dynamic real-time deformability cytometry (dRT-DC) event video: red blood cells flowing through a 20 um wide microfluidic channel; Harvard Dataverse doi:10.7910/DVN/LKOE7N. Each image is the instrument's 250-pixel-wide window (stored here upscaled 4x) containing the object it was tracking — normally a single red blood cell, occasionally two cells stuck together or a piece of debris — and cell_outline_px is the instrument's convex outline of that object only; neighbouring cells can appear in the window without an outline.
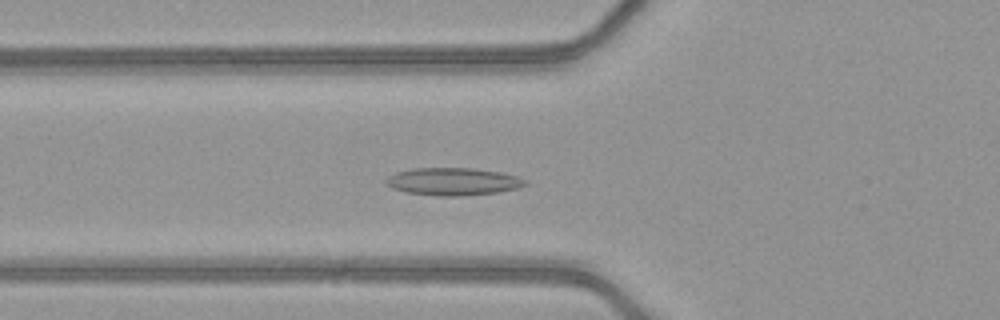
{"species": "common noctule bat (a hibernating species)", "species_latin": "Nyctalus noctula", "temperature_condition": "warm", "stored_images_in_passage": 51, "camera_frame_rate_fps": 3000, "um_per_image_px": 0.085, "animal": {"sex": "female", "body_mass_g": 21.9}, "frame": {"image": 1, "passage_image": 19, "time_ms": 6.0, "image_size_px": [1000, 320], "cell_outline_px": [[528, 184], [516, 188], [496, 192], [460, 196], [440, 196], [404, 192], [392, 188], [384, 180], [388, 176], [396, 172], [412, 168], [472, 168], [500, 172], [516, 176], [528, 180]], "centroid_in_image_um": [38.49, 15.43], "position_along_channel_um": 87.3, "area_um2": 22.31}}
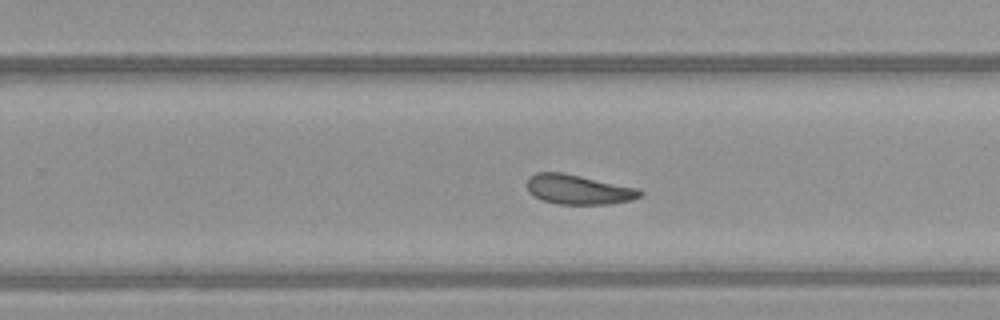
{"frame": {"image": 2, "passage_image": 33, "time_ms": 10.667, "image_size_px": [1000, 320], "cell_outline_px": [[644, 192], [640, 196], [632, 200], [612, 204], [556, 204], [544, 200], [528, 192], [528, 176], [536, 172], [560, 172], [640, 188]], "centroid_in_image_um": [49.2, 16.11], "position_along_channel_um": 280.6, "area_um2": 19.54}}
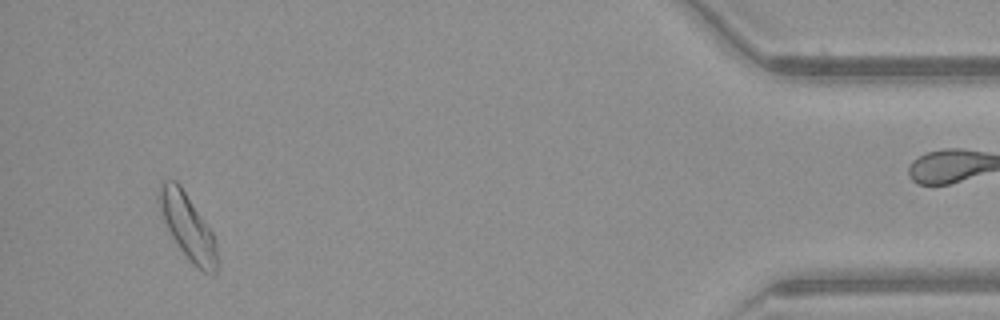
{"frame": {"image": 3, "passage_image": 48, "time_ms": 15.667, "image_size_px": [1000, 320], "cell_outline_px": [[216, 272], [212, 276], [204, 272], [192, 264], [188, 260], [172, 236], [164, 220], [156, 200], [156, 196], [160, 180], [176, 180], [180, 184], [212, 232], [216, 240]], "centroid_in_image_um": [15.92, 19.22], "position_along_channel_um": 419.3, "area_um2": 22.14}, "authors_computed_cell_mechanics": {"area_um2": 20.8658, "velocity_mm_per_s": 4.1278, "shape_relaxation_time_tau1_ms": null, "shape_relaxation_time_tau2_ms": 5.349, "deformation_change_tau1": null, "deformation_change_tau2": 0.1312}}